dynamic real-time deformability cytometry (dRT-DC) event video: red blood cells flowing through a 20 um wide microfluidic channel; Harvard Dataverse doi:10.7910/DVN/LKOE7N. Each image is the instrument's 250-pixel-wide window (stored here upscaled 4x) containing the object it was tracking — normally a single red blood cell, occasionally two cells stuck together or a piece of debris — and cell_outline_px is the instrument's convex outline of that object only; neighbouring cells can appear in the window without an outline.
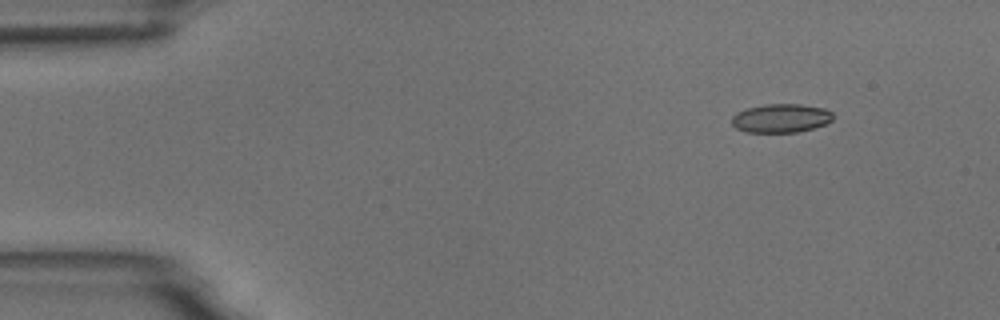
{"species": "common noctule bat (a hibernating species)", "species_latin": "Nyctalus noctula", "temperature_condition": "room temperature", "stored_images_in_passage": 5, "camera_frame_rate_fps": 3000, "um_per_image_px": 0.085, "animal": {"sex": "male", "body_mass_g": 18.8}, "frame": {"image": 1, "passage_image": 2, "time_ms": 1.333, "image_size_px": [1000, 320], "cell_outline_px": [[832, 120], [824, 124], [812, 128], [796, 132], [744, 132], [736, 128], [732, 124], [732, 116], [736, 112], [748, 108], [764, 104], [800, 104], [824, 108], [832, 112]], "centroid_in_image_um": [66.35, 10.04], "position_along_channel_um": 18.7, "area_um2": 16.88}}
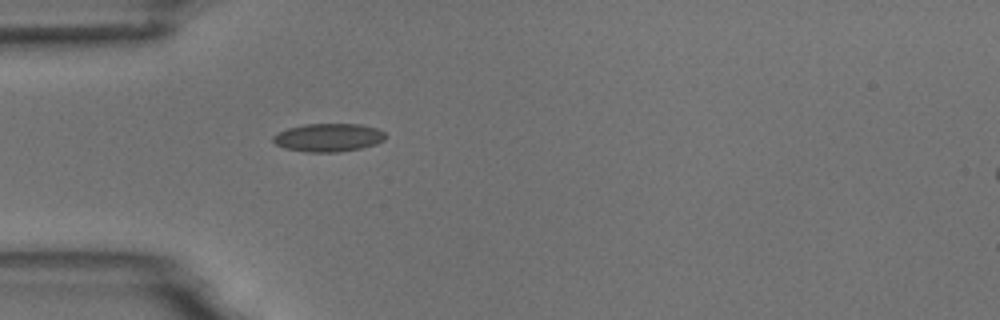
{"frame": {"image": 2, "passage_image": 5, "time_ms": 4.667, "image_size_px": [1000, 320], "cell_outline_px": [[384, 140], [376, 144], [360, 148], [336, 152], [308, 152], [284, 148], [276, 144], [272, 140], [272, 136], [288, 128], [304, 124], [360, 124], [376, 128], [384, 132]], "centroid_in_image_um": [27.9, 11.69], "position_along_channel_um": 57.1, "area_um2": 18.32}}